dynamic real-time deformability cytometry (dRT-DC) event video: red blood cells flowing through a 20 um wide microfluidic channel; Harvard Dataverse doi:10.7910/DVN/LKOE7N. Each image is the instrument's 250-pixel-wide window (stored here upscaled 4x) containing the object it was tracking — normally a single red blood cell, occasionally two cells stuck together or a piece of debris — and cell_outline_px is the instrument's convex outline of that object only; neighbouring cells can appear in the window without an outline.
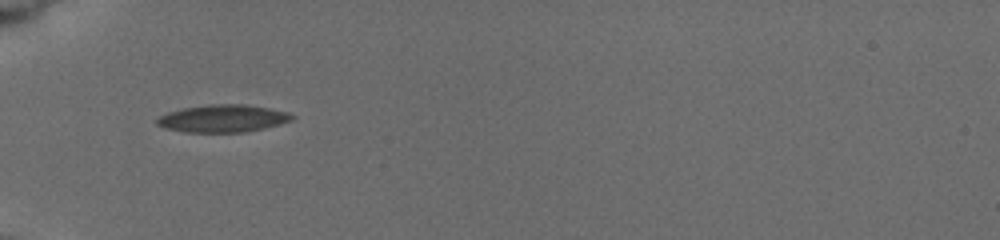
{"species": "common noctule bat (a hibernating species)", "species_latin": "Nyctalus noctula", "temperature_condition": "cold", "stored_images_in_passage": 45, "camera_frame_rate_fps": 3000, "um_per_image_px": 0.085, "animal": {"sex": "female", "body_mass_g": 19.5, "forearm_length_mm": 54.1}, "frame": {"image": 1, "passage_image": 1, "time_ms": 0.0, "image_size_px": [1000, 240], "cell_outline_px": [[296, 116], [292, 120], [244, 132], [184, 132], [164, 128], [156, 124], [156, 120], [160, 116], [168, 112], [184, 108], [208, 104], [244, 104], [268, 108], [288, 112]], "centroid_in_image_um": [18.9, 10.06], "position_along_channel_um": 66.1, "area_um2": 21.39}}
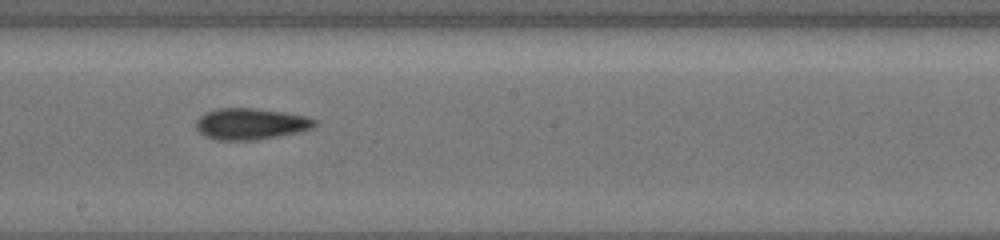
{"frame": {"image": 2, "passage_image": 20, "time_ms": 4.333, "image_size_px": [1000, 240], "cell_outline_px": [[316, 124], [312, 128], [296, 132], [256, 140], [216, 140], [204, 136], [196, 128], [196, 120], [204, 112], [216, 108], [252, 108], [284, 112], [308, 116], [316, 120]], "centroid_in_image_um": [21.27, 10.52], "position_along_channel_um": 226.9, "area_um2": 21.68}}
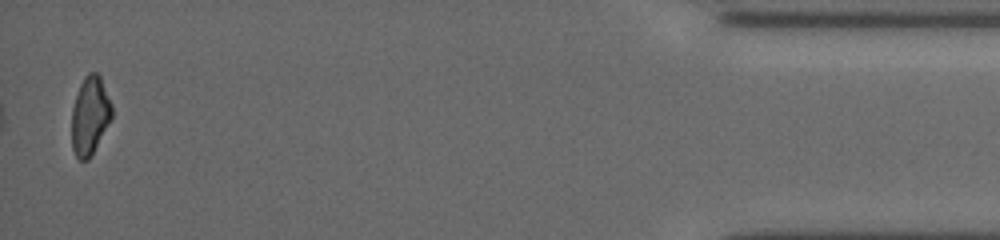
{"frame": {"image": 3, "passage_image": 45, "time_ms": 11.333, "image_size_px": [1000, 240], "cell_outline_px": [[112, 120], [92, 156], [88, 160], [80, 160], [76, 156], [72, 148], [72, 108], [80, 84], [84, 76], [88, 72], [96, 72], [100, 76], [112, 104]], "centroid_in_image_um": [7.66, 9.85], "position_along_channel_um": 427.5, "area_um2": 18.61}, "authors_computed_cell_mechanics": {"area_um2": 20.0566, "velocity_mm_per_s": 3.8721, "shape_relaxation_time_tau1_ms": 3.0857, "shape_relaxation_time_tau2_ms": 2.7627, "deformation_change_tau1": 0.1249, "deformation_change_tau2": 0.1113}}